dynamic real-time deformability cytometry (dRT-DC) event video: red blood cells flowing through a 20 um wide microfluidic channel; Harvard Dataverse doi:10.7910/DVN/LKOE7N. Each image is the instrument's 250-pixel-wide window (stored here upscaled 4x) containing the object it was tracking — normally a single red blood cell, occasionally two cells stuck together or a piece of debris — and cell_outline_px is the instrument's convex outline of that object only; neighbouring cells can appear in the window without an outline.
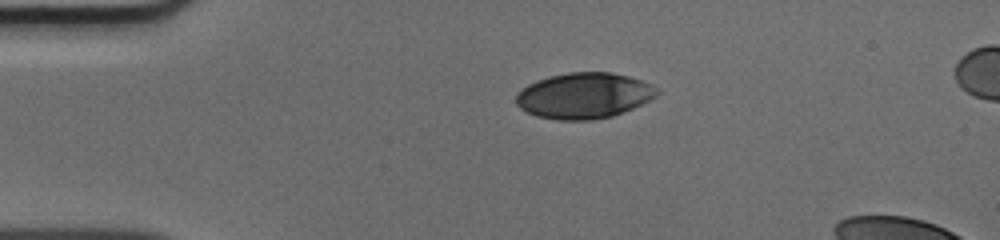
{"species": "human", "species_latin": "Homo sapiens", "temperature_condition": "cold", "stored_images_in_passage": 34, "camera_frame_rate_fps": 3000, "um_per_image_px": 0.085, "donor": {"sex": "male"}, "frame": {"image": 1, "passage_image": 1, "time_ms": 0.0, "image_size_px": [1000, 240], "cell_outline_px": [[660, 92], [656, 96], [624, 112], [612, 116], [588, 120], [556, 120], [536, 116], [520, 108], [516, 104], [516, 92], [520, 88], [536, 80], [548, 76], [568, 72], [612, 72], [628, 76], [640, 80], [656, 88]], "centroid_in_image_um": [49.58, 8.12], "position_along_channel_um": 35.4, "area_um2": 37.63}}
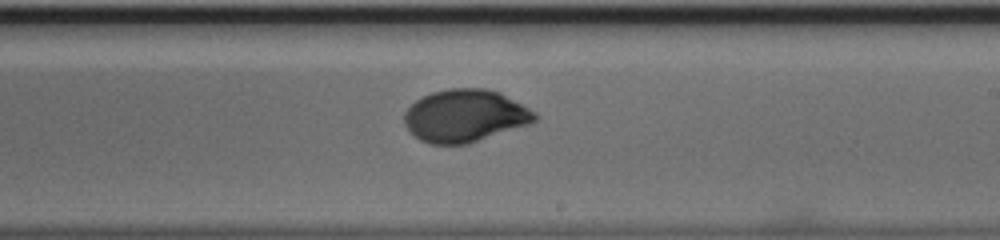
{"frame": {"image": 2, "passage_image": 20, "time_ms": 6.333, "image_size_px": [1000, 240], "cell_outline_px": [[540, 116], [536, 120], [528, 124], [468, 144], [428, 144], [420, 140], [404, 124], [404, 112], [416, 100], [432, 92], [452, 88], [484, 88], [500, 92], [536, 112]], "centroid_in_image_um": [39.53, 9.84], "position_along_channel_um": 249.5, "area_um2": 39.77}}
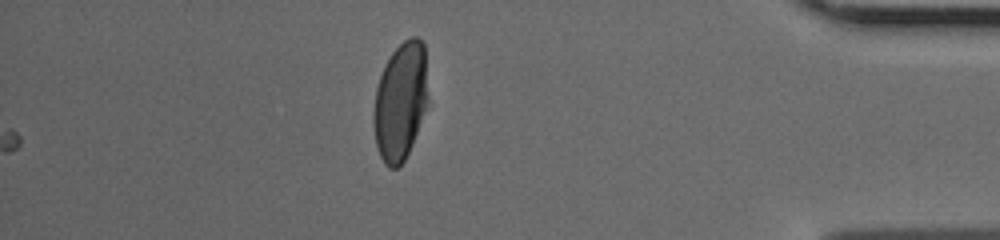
{"frame": {"image": 3, "passage_image": 34, "time_ms": 11.0, "image_size_px": [1000, 240], "cell_outline_px": [[432, 104], [404, 160], [396, 168], [388, 168], [384, 164], [380, 156], [376, 144], [372, 124], [372, 112], [376, 88], [384, 64], [392, 52], [404, 40], [412, 36], [416, 36], [424, 44]], "centroid_in_image_um": [34.09, 8.61], "position_along_channel_um": 401.1, "area_um2": 39.07}}